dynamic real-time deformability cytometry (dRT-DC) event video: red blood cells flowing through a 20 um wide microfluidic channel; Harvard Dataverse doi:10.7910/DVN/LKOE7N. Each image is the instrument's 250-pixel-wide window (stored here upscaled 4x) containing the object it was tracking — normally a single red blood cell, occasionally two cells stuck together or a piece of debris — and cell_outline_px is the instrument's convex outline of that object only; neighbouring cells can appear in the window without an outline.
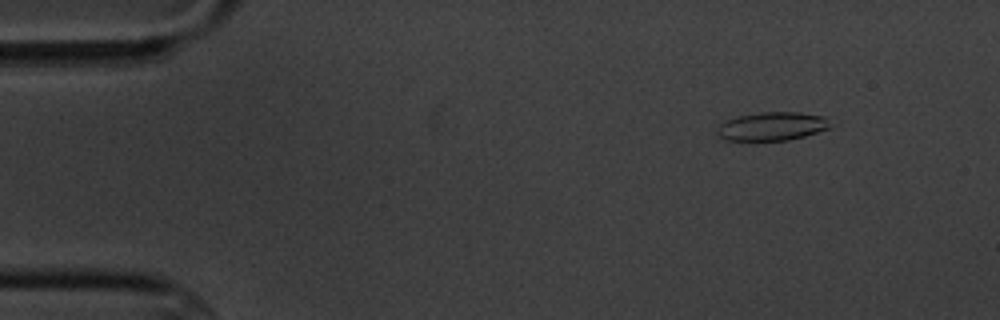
{"species": "common noctule bat (a hibernating species)", "species_latin": "Nyctalus noctula", "temperature_condition": "cold", "stored_images_in_passage": 4, "camera_frame_rate_fps": 3000, "um_per_image_px": 0.085, "animal": {"sex": "male", "body_mass_g": 20.1, "forearm_length_mm": 53.5}, "frame": {"image": 1, "passage_image": 1, "time_ms": 0.0, "image_size_px": [1000, 320], "cell_outline_px": [[836, 124], [832, 128], [804, 136], [788, 140], [724, 140], [716, 132], [720, 124], [728, 120], [740, 116], [760, 112], [800, 112], [824, 116]], "centroid_in_image_um": [65.73, 10.73], "position_along_channel_um": 19.3, "area_um2": 18.9}}